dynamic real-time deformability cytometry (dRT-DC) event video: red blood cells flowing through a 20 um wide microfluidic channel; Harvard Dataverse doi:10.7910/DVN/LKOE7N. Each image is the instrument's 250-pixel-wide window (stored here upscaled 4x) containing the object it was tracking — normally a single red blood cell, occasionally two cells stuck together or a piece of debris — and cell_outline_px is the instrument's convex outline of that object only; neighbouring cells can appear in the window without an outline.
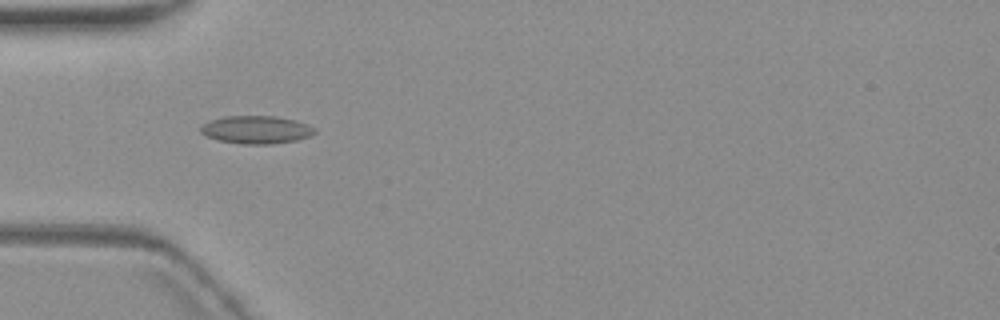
{"species": "common noctule bat (a hibernating species)", "species_latin": "Nyctalus noctula", "temperature_condition": "warm", "stored_images_in_passage": 2, "camera_frame_rate_fps": 3000, "um_per_image_px": 0.085, "animal": {"sex": "female", "body_mass_g": 19.3, "forearm_length_mm": 54.1}, "frame": {"image": 1, "passage_image": 2, "time_ms": 1.333, "image_size_px": [1000, 320], "cell_outline_px": [[316, 132], [308, 136], [296, 140], [272, 144], [244, 144], [220, 140], [208, 136], [200, 132], [200, 128], [204, 124], [212, 120], [224, 116], [276, 116], [308, 124], [316, 128]], "centroid_in_image_um": [21.81, 11.02], "position_along_channel_um": 63.2, "area_um2": 18.26}}